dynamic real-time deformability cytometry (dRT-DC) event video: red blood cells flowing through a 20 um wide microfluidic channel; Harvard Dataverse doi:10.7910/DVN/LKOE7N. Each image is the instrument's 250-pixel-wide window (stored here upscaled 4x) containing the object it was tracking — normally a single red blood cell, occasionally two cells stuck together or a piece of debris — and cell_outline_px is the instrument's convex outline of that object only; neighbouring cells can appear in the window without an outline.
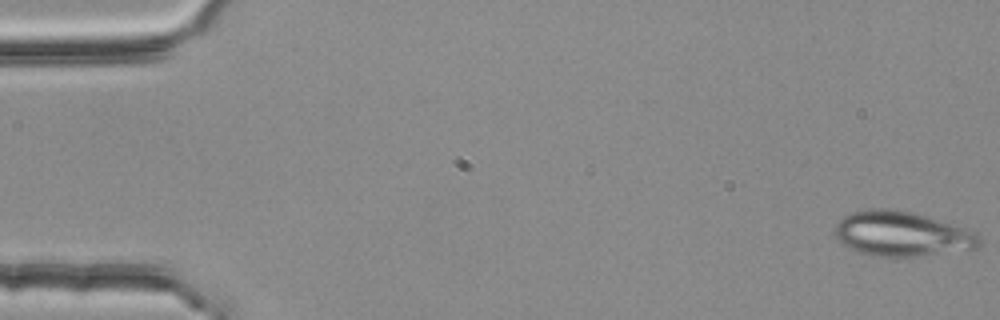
{"species": "common noctule bat (a hibernating species)", "species_latin": "Nyctalus noctula", "temperature_condition": "room temperature", "stored_images_in_passage": 3, "camera_frame_rate_fps": 3000, "um_per_image_px": 0.085, "animal": {"sex": "female", "body_mass_g": 25.1}, "frame": {"image": 1, "passage_image": 1, "time_ms": 0.0, "image_size_px": [1000, 320], "cell_outline_px": [[980, 244], [976, 248], [916, 256], [872, 256], [856, 252], [844, 244], [836, 236], [836, 224], [844, 216], [852, 212], [872, 208], [884, 208], [912, 212], [964, 228], [980, 236]], "centroid_in_image_um": [76.62, 19.88], "position_along_channel_um": 8.4, "area_um2": 37.05}}